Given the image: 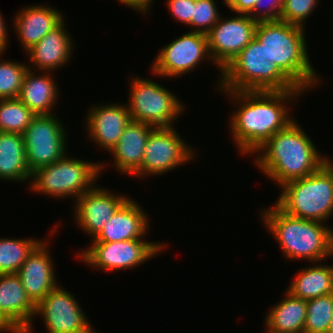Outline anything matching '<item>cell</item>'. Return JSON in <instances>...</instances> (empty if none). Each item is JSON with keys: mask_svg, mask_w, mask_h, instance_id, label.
<instances>
[{"mask_svg": "<svg viewBox=\"0 0 333 333\" xmlns=\"http://www.w3.org/2000/svg\"><path fill=\"white\" fill-rule=\"evenodd\" d=\"M28 69L18 98L35 114H53L59 96L58 86L52 72L36 73ZM41 74V75H39Z\"/></svg>", "mask_w": 333, "mask_h": 333, "instance_id": "603a6c76", "label": "cell"}, {"mask_svg": "<svg viewBox=\"0 0 333 333\" xmlns=\"http://www.w3.org/2000/svg\"><path fill=\"white\" fill-rule=\"evenodd\" d=\"M155 127L131 120L126 126L120 141L110 151L113 167L118 173L134 175L143 162L144 151L149 134Z\"/></svg>", "mask_w": 333, "mask_h": 333, "instance_id": "7402d4cb", "label": "cell"}, {"mask_svg": "<svg viewBox=\"0 0 333 333\" xmlns=\"http://www.w3.org/2000/svg\"><path fill=\"white\" fill-rule=\"evenodd\" d=\"M206 59L213 63L207 34L190 31L162 47L150 70L158 77L174 79L193 72Z\"/></svg>", "mask_w": 333, "mask_h": 333, "instance_id": "7c38bea8", "label": "cell"}, {"mask_svg": "<svg viewBox=\"0 0 333 333\" xmlns=\"http://www.w3.org/2000/svg\"><path fill=\"white\" fill-rule=\"evenodd\" d=\"M220 75L216 85L219 90H302L298 88L277 65L265 59L264 45L256 38L231 61Z\"/></svg>", "mask_w": 333, "mask_h": 333, "instance_id": "5b68a950", "label": "cell"}, {"mask_svg": "<svg viewBox=\"0 0 333 333\" xmlns=\"http://www.w3.org/2000/svg\"><path fill=\"white\" fill-rule=\"evenodd\" d=\"M85 118V130L91 142L110 152L120 141L131 117L127 105L124 103H112L94 105L89 109ZM88 130V131H87Z\"/></svg>", "mask_w": 333, "mask_h": 333, "instance_id": "2e32d148", "label": "cell"}, {"mask_svg": "<svg viewBox=\"0 0 333 333\" xmlns=\"http://www.w3.org/2000/svg\"><path fill=\"white\" fill-rule=\"evenodd\" d=\"M319 0H283L281 21L305 28L307 18L314 13Z\"/></svg>", "mask_w": 333, "mask_h": 333, "instance_id": "1f68e13d", "label": "cell"}, {"mask_svg": "<svg viewBox=\"0 0 333 333\" xmlns=\"http://www.w3.org/2000/svg\"><path fill=\"white\" fill-rule=\"evenodd\" d=\"M20 333L1 313H0V333Z\"/></svg>", "mask_w": 333, "mask_h": 333, "instance_id": "74e56055", "label": "cell"}, {"mask_svg": "<svg viewBox=\"0 0 333 333\" xmlns=\"http://www.w3.org/2000/svg\"><path fill=\"white\" fill-rule=\"evenodd\" d=\"M298 270L287 290L296 298L314 299L333 293V265L313 262ZM323 264V265H322Z\"/></svg>", "mask_w": 333, "mask_h": 333, "instance_id": "484cf974", "label": "cell"}, {"mask_svg": "<svg viewBox=\"0 0 333 333\" xmlns=\"http://www.w3.org/2000/svg\"><path fill=\"white\" fill-rule=\"evenodd\" d=\"M121 4L126 5L129 8H132L138 13L148 14L150 13V8H152V4L154 0H117Z\"/></svg>", "mask_w": 333, "mask_h": 333, "instance_id": "d590c367", "label": "cell"}, {"mask_svg": "<svg viewBox=\"0 0 333 333\" xmlns=\"http://www.w3.org/2000/svg\"><path fill=\"white\" fill-rule=\"evenodd\" d=\"M333 312V293L307 300L303 333H326Z\"/></svg>", "mask_w": 333, "mask_h": 333, "instance_id": "f1b7e54d", "label": "cell"}, {"mask_svg": "<svg viewBox=\"0 0 333 333\" xmlns=\"http://www.w3.org/2000/svg\"><path fill=\"white\" fill-rule=\"evenodd\" d=\"M316 148L299 122L294 120L262 145L253 161L263 175L280 187L316 172L325 163L327 155Z\"/></svg>", "mask_w": 333, "mask_h": 333, "instance_id": "7a4b0ae2", "label": "cell"}, {"mask_svg": "<svg viewBox=\"0 0 333 333\" xmlns=\"http://www.w3.org/2000/svg\"><path fill=\"white\" fill-rule=\"evenodd\" d=\"M166 243L133 239L109 243H90L77 257L98 271H118L142 265L166 249ZM100 269V270H99Z\"/></svg>", "mask_w": 333, "mask_h": 333, "instance_id": "9c48e42d", "label": "cell"}, {"mask_svg": "<svg viewBox=\"0 0 333 333\" xmlns=\"http://www.w3.org/2000/svg\"><path fill=\"white\" fill-rule=\"evenodd\" d=\"M273 205L260 210L261 221L277 240L286 259L313 263L333 257V229L329 225L293 217Z\"/></svg>", "mask_w": 333, "mask_h": 333, "instance_id": "277c9868", "label": "cell"}, {"mask_svg": "<svg viewBox=\"0 0 333 333\" xmlns=\"http://www.w3.org/2000/svg\"><path fill=\"white\" fill-rule=\"evenodd\" d=\"M218 91L235 102L229 129L233 143L243 156H253L273 135L294 121L293 115H289L291 107L287 105L305 94L303 90Z\"/></svg>", "mask_w": 333, "mask_h": 333, "instance_id": "6da1fadb", "label": "cell"}, {"mask_svg": "<svg viewBox=\"0 0 333 333\" xmlns=\"http://www.w3.org/2000/svg\"><path fill=\"white\" fill-rule=\"evenodd\" d=\"M326 333H333V312H332V316H331V319H330V324H329V327H328V330Z\"/></svg>", "mask_w": 333, "mask_h": 333, "instance_id": "f35d334b", "label": "cell"}, {"mask_svg": "<svg viewBox=\"0 0 333 333\" xmlns=\"http://www.w3.org/2000/svg\"><path fill=\"white\" fill-rule=\"evenodd\" d=\"M43 239L0 238V275L16 274Z\"/></svg>", "mask_w": 333, "mask_h": 333, "instance_id": "4316f807", "label": "cell"}, {"mask_svg": "<svg viewBox=\"0 0 333 333\" xmlns=\"http://www.w3.org/2000/svg\"><path fill=\"white\" fill-rule=\"evenodd\" d=\"M35 114L19 99H0V132L23 134Z\"/></svg>", "mask_w": 333, "mask_h": 333, "instance_id": "83f0119b", "label": "cell"}, {"mask_svg": "<svg viewBox=\"0 0 333 333\" xmlns=\"http://www.w3.org/2000/svg\"><path fill=\"white\" fill-rule=\"evenodd\" d=\"M66 153L58 161L44 166L32 173L30 191L53 198H74L77 200L84 192L101 178L106 164L84 161L69 157Z\"/></svg>", "mask_w": 333, "mask_h": 333, "instance_id": "52a82bcc", "label": "cell"}, {"mask_svg": "<svg viewBox=\"0 0 333 333\" xmlns=\"http://www.w3.org/2000/svg\"><path fill=\"white\" fill-rule=\"evenodd\" d=\"M282 10L283 0H258L249 16L257 22L281 21Z\"/></svg>", "mask_w": 333, "mask_h": 333, "instance_id": "d6a6232c", "label": "cell"}, {"mask_svg": "<svg viewBox=\"0 0 333 333\" xmlns=\"http://www.w3.org/2000/svg\"><path fill=\"white\" fill-rule=\"evenodd\" d=\"M275 204L286 214L326 224L333 215V166L327 156L314 173L284 183Z\"/></svg>", "mask_w": 333, "mask_h": 333, "instance_id": "8992f818", "label": "cell"}, {"mask_svg": "<svg viewBox=\"0 0 333 333\" xmlns=\"http://www.w3.org/2000/svg\"><path fill=\"white\" fill-rule=\"evenodd\" d=\"M258 0H223V4L235 14L249 15Z\"/></svg>", "mask_w": 333, "mask_h": 333, "instance_id": "e575fe53", "label": "cell"}, {"mask_svg": "<svg viewBox=\"0 0 333 333\" xmlns=\"http://www.w3.org/2000/svg\"><path fill=\"white\" fill-rule=\"evenodd\" d=\"M174 127H156L151 131L141 168L134 174L135 177L162 175L197 159V153Z\"/></svg>", "mask_w": 333, "mask_h": 333, "instance_id": "8fae6325", "label": "cell"}, {"mask_svg": "<svg viewBox=\"0 0 333 333\" xmlns=\"http://www.w3.org/2000/svg\"><path fill=\"white\" fill-rule=\"evenodd\" d=\"M215 0H194L192 31L207 34L221 18Z\"/></svg>", "mask_w": 333, "mask_h": 333, "instance_id": "4dcf8cb0", "label": "cell"}, {"mask_svg": "<svg viewBox=\"0 0 333 333\" xmlns=\"http://www.w3.org/2000/svg\"><path fill=\"white\" fill-rule=\"evenodd\" d=\"M48 4L28 5L15 14L13 25L23 51L29 50L65 17Z\"/></svg>", "mask_w": 333, "mask_h": 333, "instance_id": "44dd1931", "label": "cell"}, {"mask_svg": "<svg viewBox=\"0 0 333 333\" xmlns=\"http://www.w3.org/2000/svg\"><path fill=\"white\" fill-rule=\"evenodd\" d=\"M304 30V27L283 21L258 22L255 38L264 45L265 59L277 65L306 93L317 87L322 79L308 56Z\"/></svg>", "mask_w": 333, "mask_h": 333, "instance_id": "3957f363", "label": "cell"}, {"mask_svg": "<svg viewBox=\"0 0 333 333\" xmlns=\"http://www.w3.org/2000/svg\"><path fill=\"white\" fill-rule=\"evenodd\" d=\"M63 122L54 114L35 115L24 131L27 167L31 174L66 154L67 135Z\"/></svg>", "mask_w": 333, "mask_h": 333, "instance_id": "30bf717a", "label": "cell"}, {"mask_svg": "<svg viewBox=\"0 0 333 333\" xmlns=\"http://www.w3.org/2000/svg\"><path fill=\"white\" fill-rule=\"evenodd\" d=\"M64 23L65 18L26 51L31 66L28 65V69L33 71L36 69L37 73L39 70L41 72H54L70 62L75 45L73 37L68 33Z\"/></svg>", "mask_w": 333, "mask_h": 333, "instance_id": "ac0fdd59", "label": "cell"}, {"mask_svg": "<svg viewBox=\"0 0 333 333\" xmlns=\"http://www.w3.org/2000/svg\"><path fill=\"white\" fill-rule=\"evenodd\" d=\"M45 239L32 251L16 273L27 296L35 305L60 283L56 280L54 270L56 268L52 263L54 261L48 247L49 239Z\"/></svg>", "mask_w": 333, "mask_h": 333, "instance_id": "e0dca14e", "label": "cell"}, {"mask_svg": "<svg viewBox=\"0 0 333 333\" xmlns=\"http://www.w3.org/2000/svg\"><path fill=\"white\" fill-rule=\"evenodd\" d=\"M60 286L36 305L35 316H42L47 333H96L76 297Z\"/></svg>", "mask_w": 333, "mask_h": 333, "instance_id": "4fadbf2b", "label": "cell"}, {"mask_svg": "<svg viewBox=\"0 0 333 333\" xmlns=\"http://www.w3.org/2000/svg\"><path fill=\"white\" fill-rule=\"evenodd\" d=\"M129 102L126 103L131 120L156 127H173L185 105L160 83L135 76L131 79Z\"/></svg>", "mask_w": 333, "mask_h": 333, "instance_id": "ba28073f", "label": "cell"}, {"mask_svg": "<svg viewBox=\"0 0 333 333\" xmlns=\"http://www.w3.org/2000/svg\"><path fill=\"white\" fill-rule=\"evenodd\" d=\"M3 53H0L2 57ZM0 57V99L18 98L28 64Z\"/></svg>", "mask_w": 333, "mask_h": 333, "instance_id": "f546056e", "label": "cell"}, {"mask_svg": "<svg viewBox=\"0 0 333 333\" xmlns=\"http://www.w3.org/2000/svg\"><path fill=\"white\" fill-rule=\"evenodd\" d=\"M128 198L95 184L73 201L74 221L93 240Z\"/></svg>", "mask_w": 333, "mask_h": 333, "instance_id": "9a60e30c", "label": "cell"}, {"mask_svg": "<svg viewBox=\"0 0 333 333\" xmlns=\"http://www.w3.org/2000/svg\"><path fill=\"white\" fill-rule=\"evenodd\" d=\"M0 313L20 333L34 332L36 305L27 296L17 274L0 275Z\"/></svg>", "mask_w": 333, "mask_h": 333, "instance_id": "d6986e66", "label": "cell"}, {"mask_svg": "<svg viewBox=\"0 0 333 333\" xmlns=\"http://www.w3.org/2000/svg\"><path fill=\"white\" fill-rule=\"evenodd\" d=\"M234 16H221L207 33L209 52L220 72L255 38L258 22L249 15Z\"/></svg>", "mask_w": 333, "mask_h": 333, "instance_id": "5bb4252c", "label": "cell"}, {"mask_svg": "<svg viewBox=\"0 0 333 333\" xmlns=\"http://www.w3.org/2000/svg\"><path fill=\"white\" fill-rule=\"evenodd\" d=\"M32 174L27 167L23 135L0 132V180L28 182ZM29 180V181H28Z\"/></svg>", "mask_w": 333, "mask_h": 333, "instance_id": "d4e9b609", "label": "cell"}, {"mask_svg": "<svg viewBox=\"0 0 333 333\" xmlns=\"http://www.w3.org/2000/svg\"><path fill=\"white\" fill-rule=\"evenodd\" d=\"M147 215L141 205L129 197L91 243L144 239L150 229Z\"/></svg>", "mask_w": 333, "mask_h": 333, "instance_id": "ffe728a7", "label": "cell"}, {"mask_svg": "<svg viewBox=\"0 0 333 333\" xmlns=\"http://www.w3.org/2000/svg\"><path fill=\"white\" fill-rule=\"evenodd\" d=\"M167 8L169 9L173 19L178 22L189 25L192 31V17L194 11V0H167Z\"/></svg>", "mask_w": 333, "mask_h": 333, "instance_id": "836d02e7", "label": "cell"}, {"mask_svg": "<svg viewBox=\"0 0 333 333\" xmlns=\"http://www.w3.org/2000/svg\"><path fill=\"white\" fill-rule=\"evenodd\" d=\"M2 15V13L0 12V53L5 52V50L7 49V45H8V30H7V25L5 26L6 22L5 19Z\"/></svg>", "mask_w": 333, "mask_h": 333, "instance_id": "8d00e7d4", "label": "cell"}, {"mask_svg": "<svg viewBox=\"0 0 333 333\" xmlns=\"http://www.w3.org/2000/svg\"><path fill=\"white\" fill-rule=\"evenodd\" d=\"M284 299L265 315L268 333H303L307 315V300L296 298L285 291Z\"/></svg>", "mask_w": 333, "mask_h": 333, "instance_id": "cb8c5ba5", "label": "cell"}]
</instances>
